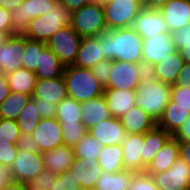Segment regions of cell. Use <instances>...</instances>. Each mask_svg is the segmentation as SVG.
<instances>
[{
    "label": "cell",
    "mask_w": 190,
    "mask_h": 190,
    "mask_svg": "<svg viewBox=\"0 0 190 190\" xmlns=\"http://www.w3.org/2000/svg\"><path fill=\"white\" fill-rule=\"evenodd\" d=\"M63 78L66 83L68 97L78 102H85L104 93L91 69L78 68L73 65L65 66Z\"/></svg>",
    "instance_id": "277c9868"
},
{
    "label": "cell",
    "mask_w": 190,
    "mask_h": 190,
    "mask_svg": "<svg viewBox=\"0 0 190 190\" xmlns=\"http://www.w3.org/2000/svg\"><path fill=\"white\" fill-rule=\"evenodd\" d=\"M189 115L190 113L186 109L176 106V103L170 100L156 122V126L163 128L172 136L183 125Z\"/></svg>",
    "instance_id": "83f0119b"
},
{
    "label": "cell",
    "mask_w": 190,
    "mask_h": 190,
    "mask_svg": "<svg viewBox=\"0 0 190 190\" xmlns=\"http://www.w3.org/2000/svg\"><path fill=\"white\" fill-rule=\"evenodd\" d=\"M71 27L81 37L99 36L108 30L103 5L90 2L72 11Z\"/></svg>",
    "instance_id": "5b68a950"
},
{
    "label": "cell",
    "mask_w": 190,
    "mask_h": 190,
    "mask_svg": "<svg viewBox=\"0 0 190 190\" xmlns=\"http://www.w3.org/2000/svg\"><path fill=\"white\" fill-rule=\"evenodd\" d=\"M0 31L9 32L11 35L16 33L11 29V11L0 7Z\"/></svg>",
    "instance_id": "816d5d0a"
},
{
    "label": "cell",
    "mask_w": 190,
    "mask_h": 190,
    "mask_svg": "<svg viewBox=\"0 0 190 190\" xmlns=\"http://www.w3.org/2000/svg\"><path fill=\"white\" fill-rule=\"evenodd\" d=\"M173 44L186 63H190V22L184 27L170 33Z\"/></svg>",
    "instance_id": "f35d334b"
},
{
    "label": "cell",
    "mask_w": 190,
    "mask_h": 190,
    "mask_svg": "<svg viewBox=\"0 0 190 190\" xmlns=\"http://www.w3.org/2000/svg\"><path fill=\"white\" fill-rule=\"evenodd\" d=\"M170 99L190 113V87L172 85Z\"/></svg>",
    "instance_id": "ee69618b"
},
{
    "label": "cell",
    "mask_w": 190,
    "mask_h": 190,
    "mask_svg": "<svg viewBox=\"0 0 190 190\" xmlns=\"http://www.w3.org/2000/svg\"><path fill=\"white\" fill-rule=\"evenodd\" d=\"M58 0H24L11 12V29L23 34L29 22L36 17L48 14Z\"/></svg>",
    "instance_id": "9c48e42d"
},
{
    "label": "cell",
    "mask_w": 190,
    "mask_h": 190,
    "mask_svg": "<svg viewBox=\"0 0 190 190\" xmlns=\"http://www.w3.org/2000/svg\"><path fill=\"white\" fill-rule=\"evenodd\" d=\"M87 133L103 146L121 144L127 135L120 119L115 117L101 121L95 126L88 128Z\"/></svg>",
    "instance_id": "9a60e30c"
},
{
    "label": "cell",
    "mask_w": 190,
    "mask_h": 190,
    "mask_svg": "<svg viewBox=\"0 0 190 190\" xmlns=\"http://www.w3.org/2000/svg\"><path fill=\"white\" fill-rule=\"evenodd\" d=\"M34 98H41L44 102L59 104L63 99L68 97L66 83L63 78L37 79Z\"/></svg>",
    "instance_id": "ffe728a7"
},
{
    "label": "cell",
    "mask_w": 190,
    "mask_h": 190,
    "mask_svg": "<svg viewBox=\"0 0 190 190\" xmlns=\"http://www.w3.org/2000/svg\"><path fill=\"white\" fill-rule=\"evenodd\" d=\"M69 170L76 180V185H79L81 189L95 188L97 179L103 172L99 163H95L92 168L88 169L82 159L76 157Z\"/></svg>",
    "instance_id": "f546056e"
},
{
    "label": "cell",
    "mask_w": 190,
    "mask_h": 190,
    "mask_svg": "<svg viewBox=\"0 0 190 190\" xmlns=\"http://www.w3.org/2000/svg\"><path fill=\"white\" fill-rule=\"evenodd\" d=\"M34 104H38L39 114L42 118H54L57 113V105L44 102L41 98H34Z\"/></svg>",
    "instance_id": "681fc988"
},
{
    "label": "cell",
    "mask_w": 190,
    "mask_h": 190,
    "mask_svg": "<svg viewBox=\"0 0 190 190\" xmlns=\"http://www.w3.org/2000/svg\"><path fill=\"white\" fill-rule=\"evenodd\" d=\"M10 91L33 96L37 76L34 72L21 67L17 71L6 74Z\"/></svg>",
    "instance_id": "1f68e13d"
},
{
    "label": "cell",
    "mask_w": 190,
    "mask_h": 190,
    "mask_svg": "<svg viewBox=\"0 0 190 190\" xmlns=\"http://www.w3.org/2000/svg\"><path fill=\"white\" fill-rule=\"evenodd\" d=\"M18 153L16 143L0 142V165L10 168Z\"/></svg>",
    "instance_id": "bcb514c9"
},
{
    "label": "cell",
    "mask_w": 190,
    "mask_h": 190,
    "mask_svg": "<svg viewBox=\"0 0 190 190\" xmlns=\"http://www.w3.org/2000/svg\"><path fill=\"white\" fill-rule=\"evenodd\" d=\"M1 190H29V189L26 183L10 180L2 187Z\"/></svg>",
    "instance_id": "6f0895ef"
},
{
    "label": "cell",
    "mask_w": 190,
    "mask_h": 190,
    "mask_svg": "<svg viewBox=\"0 0 190 190\" xmlns=\"http://www.w3.org/2000/svg\"><path fill=\"white\" fill-rule=\"evenodd\" d=\"M73 177L69 169L62 174H57L56 184L52 186L51 190H81Z\"/></svg>",
    "instance_id": "7dc6e473"
},
{
    "label": "cell",
    "mask_w": 190,
    "mask_h": 190,
    "mask_svg": "<svg viewBox=\"0 0 190 190\" xmlns=\"http://www.w3.org/2000/svg\"><path fill=\"white\" fill-rule=\"evenodd\" d=\"M82 123L86 128L95 126L97 123L111 118L107 103L103 95L81 103Z\"/></svg>",
    "instance_id": "484cf974"
},
{
    "label": "cell",
    "mask_w": 190,
    "mask_h": 190,
    "mask_svg": "<svg viewBox=\"0 0 190 190\" xmlns=\"http://www.w3.org/2000/svg\"><path fill=\"white\" fill-rule=\"evenodd\" d=\"M148 75L142 63L113 60L109 82L104 89L137 90Z\"/></svg>",
    "instance_id": "8992f818"
},
{
    "label": "cell",
    "mask_w": 190,
    "mask_h": 190,
    "mask_svg": "<svg viewBox=\"0 0 190 190\" xmlns=\"http://www.w3.org/2000/svg\"><path fill=\"white\" fill-rule=\"evenodd\" d=\"M109 0H91V2L99 4V5H104L108 2Z\"/></svg>",
    "instance_id": "be15d7a7"
},
{
    "label": "cell",
    "mask_w": 190,
    "mask_h": 190,
    "mask_svg": "<svg viewBox=\"0 0 190 190\" xmlns=\"http://www.w3.org/2000/svg\"><path fill=\"white\" fill-rule=\"evenodd\" d=\"M176 86L190 87V63L184 62L182 69L179 71L176 80Z\"/></svg>",
    "instance_id": "f907efd6"
},
{
    "label": "cell",
    "mask_w": 190,
    "mask_h": 190,
    "mask_svg": "<svg viewBox=\"0 0 190 190\" xmlns=\"http://www.w3.org/2000/svg\"><path fill=\"white\" fill-rule=\"evenodd\" d=\"M42 119L39 114L38 104H34V97L27 102L16 119L20 134H31Z\"/></svg>",
    "instance_id": "8d00e7d4"
},
{
    "label": "cell",
    "mask_w": 190,
    "mask_h": 190,
    "mask_svg": "<svg viewBox=\"0 0 190 190\" xmlns=\"http://www.w3.org/2000/svg\"><path fill=\"white\" fill-rule=\"evenodd\" d=\"M105 59L142 63V37L132 28L106 30L99 35Z\"/></svg>",
    "instance_id": "6da1fadb"
},
{
    "label": "cell",
    "mask_w": 190,
    "mask_h": 190,
    "mask_svg": "<svg viewBox=\"0 0 190 190\" xmlns=\"http://www.w3.org/2000/svg\"><path fill=\"white\" fill-rule=\"evenodd\" d=\"M120 121L126 134H144L156 126V121L138 106L125 113Z\"/></svg>",
    "instance_id": "4316f807"
},
{
    "label": "cell",
    "mask_w": 190,
    "mask_h": 190,
    "mask_svg": "<svg viewBox=\"0 0 190 190\" xmlns=\"http://www.w3.org/2000/svg\"><path fill=\"white\" fill-rule=\"evenodd\" d=\"M134 172L122 170L115 173L101 172L95 189L96 190H129V182Z\"/></svg>",
    "instance_id": "d6a6232c"
},
{
    "label": "cell",
    "mask_w": 190,
    "mask_h": 190,
    "mask_svg": "<svg viewBox=\"0 0 190 190\" xmlns=\"http://www.w3.org/2000/svg\"><path fill=\"white\" fill-rule=\"evenodd\" d=\"M143 8L142 0H109L103 5L108 30L132 27Z\"/></svg>",
    "instance_id": "52a82bcc"
},
{
    "label": "cell",
    "mask_w": 190,
    "mask_h": 190,
    "mask_svg": "<svg viewBox=\"0 0 190 190\" xmlns=\"http://www.w3.org/2000/svg\"><path fill=\"white\" fill-rule=\"evenodd\" d=\"M172 137L178 141H190V115Z\"/></svg>",
    "instance_id": "f5cc1de1"
},
{
    "label": "cell",
    "mask_w": 190,
    "mask_h": 190,
    "mask_svg": "<svg viewBox=\"0 0 190 190\" xmlns=\"http://www.w3.org/2000/svg\"><path fill=\"white\" fill-rule=\"evenodd\" d=\"M64 65L49 47H45L38 60V69L35 71L37 79H50L63 76Z\"/></svg>",
    "instance_id": "f1b7e54d"
},
{
    "label": "cell",
    "mask_w": 190,
    "mask_h": 190,
    "mask_svg": "<svg viewBox=\"0 0 190 190\" xmlns=\"http://www.w3.org/2000/svg\"><path fill=\"white\" fill-rule=\"evenodd\" d=\"M104 59L103 50L99 43V36L82 37L73 66L91 69Z\"/></svg>",
    "instance_id": "7402d4cb"
},
{
    "label": "cell",
    "mask_w": 190,
    "mask_h": 190,
    "mask_svg": "<svg viewBox=\"0 0 190 190\" xmlns=\"http://www.w3.org/2000/svg\"><path fill=\"white\" fill-rule=\"evenodd\" d=\"M171 137L163 128L155 126L153 129L144 133V146L142 149V172L152 162L155 155L160 151L162 146Z\"/></svg>",
    "instance_id": "d4e9b609"
},
{
    "label": "cell",
    "mask_w": 190,
    "mask_h": 190,
    "mask_svg": "<svg viewBox=\"0 0 190 190\" xmlns=\"http://www.w3.org/2000/svg\"><path fill=\"white\" fill-rule=\"evenodd\" d=\"M183 64L184 60L180 56L179 51L176 50L167 55L165 59H161L160 62L152 66L147 72L151 78L172 86L175 85L176 77L182 69Z\"/></svg>",
    "instance_id": "ac0fdd59"
},
{
    "label": "cell",
    "mask_w": 190,
    "mask_h": 190,
    "mask_svg": "<svg viewBox=\"0 0 190 190\" xmlns=\"http://www.w3.org/2000/svg\"><path fill=\"white\" fill-rule=\"evenodd\" d=\"M11 37L9 32L0 31V46L7 42V40Z\"/></svg>",
    "instance_id": "6125c7cd"
},
{
    "label": "cell",
    "mask_w": 190,
    "mask_h": 190,
    "mask_svg": "<svg viewBox=\"0 0 190 190\" xmlns=\"http://www.w3.org/2000/svg\"><path fill=\"white\" fill-rule=\"evenodd\" d=\"M179 158L178 140L172 136L162 146L160 151L155 155L152 162L145 169L146 173H160L167 171Z\"/></svg>",
    "instance_id": "cb8c5ba5"
},
{
    "label": "cell",
    "mask_w": 190,
    "mask_h": 190,
    "mask_svg": "<svg viewBox=\"0 0 190 190\" xmlns=\"http://www.w3.org/2000/svg\"><path fill=\"white\" fill-rule=\"evenodd\" d=\"M10 180L9 168L0 165V190Z\"/></svg>",
    "instance_id": "91938a15"
},
{
    "label": "cell",
    "mask_w": 190,
    "mask_h": 190,
    "mask_svg": "<svg viewBox=\"0 0 190 190\" xmlns=\"http://www.w3.org/2000/svg\"><path fill=\"white\" fill-rule=\"evenodd\" d=\"M31 95L10 91L8 97L0 104V118L16 120Z\"/></svg>",
    "instance_id": "d590c367"
},
{
    "label": "cell",
    "mask_w": 190,
    "mask_h": 190,
    "mask_svg": "<svg viewBox=\"0 0 190 190\" xmlns=\"http://www.w3.org/2000/svg\"><path fill=\"white\" fill-rule=\"evenodd\" d=\"M132 28L142 39L160 36L162 33H171L160 11L154 8H143L136 16Z\"/></svg>",
    "instance_id": "7c38bea8"
},
{
    "label": "cell",
    "mask_w": 190,
    "mask_h": 190,
    "mask_svg": "<svg viewBox=\"0 0 190 190\" xmlns=\"http://www.w3.org/2000/svg\"><path fill=\"white\" fill-rule=\"evenodd\" d=\"M148 174L159 190H186L190 187V166L180 157L167 171Z\"/></svg>",
    "instance_id": "8fae6325"
},
{
    "label": "cell",
    "mask_w": 190,
    "mask_h": 190,
    "mask_svg": "<svg viewBox=\"0 0 190 190\" xmlns=\"http://www.w3.org/2000/svg\"><path fill=\"white\" fill-rule=\"evenodd\" d=\"M81 39L82 37L72 29L71 25H66L46 41V46L65 67L74 64Z\"/></svg>",
    "instance_id": "ba28073f"
},
{
    "label": "cell",
    "mask_w": 190,
    "mask_h": 190,
    "mask_svg": "<svg viewBox=\"0 0 190 190\" xmlns=\"http://www.w3.org/2000/svg\"><path fill=\"white\" fill-rule=\"evenodd\" d=\"M63 134V142L67 146H75L87 133L88 129L84 124L60 125Z\"/></svg>",
    "instance_id": "ab89813d"
},
{
    "label": "cell",
    "mask_w": 190,
    "mask_h": 190,
    "mask_svg": "<svg viewBox=\"0 0 190 190\" xmlns=\"http://www.w3.org/2000/svg\"><path fill=\"white\" fill-rule=\"evenodd\" d=\"M62 3L66 8H69L71 11L81 8L85 4L91 2V0H58Z\"/></svg>",
    "instance_id": "9f6ffc18"
},
{
    "label": "cell",
    "mask_w": 190,
    "mask_h": 190,
    "mask_svg": "<svg viewBox=\"0 0 190 190\" xmlns=\"http://www.w3.org/2000/svg\"><path fill=\"white\" fill-rule=\"evenodd\" d=\"M129 190H159L153 177L146 172L134 173L129 182Z\"/></svg>",
    "instance_id": "7bdbcfd3"
},
{
    "label": "cell",
    "mask_w": 190,
    "mask_h": 190,
    "mask_svg": "<svg viewBox=\"0 0 190 190\" xmlns=\"http://www.w3.org/2000/svg\"><path fill=\"white\" fill-rule=\"evenodd\" d=\"M24 46L23 34L11 35L7 42L0 46V72L6 75L22 67L18 60L21 58V50Z\"/></svg>",
    "instance_id": "2e32d148"
},
{
    "label": "cell",
    "mask_w": 190,
    "mask_h": 190,
    "mask_svg": "<svg viewBox=\"0 0 190 190\" xmlns=\"http://www.w3.org/2000/svg\"><path fill=\"white\" fill-rule=\"evenodd\" d=\"M55 118L60 125L83 124L81 102L67 97L57 104Z\"/></svg>",
    "instance_id": "e575fe53"
},
{
    "label": "cell",
    "mask_w": 190,
    "mask_h": 190,
    "mask_svg": "<svg viewBox=\"0 0 190 190\" xmlns=\"http://www.w3.org/2000/svg\"><path fill=\"white\" fill-rule=\"evenodd\" d=\"M45 47V42L31 40L25 37V46L21 50V58L18 62L23 68L35 73L38 69L39 55Z\"/></svg>",
    "instance_id": "74e56055"
},
{
    "label": "cell",
    "mask_w": 190,
    "mask_h": 190,
    "mask_svg": "<svg viewBox=\"0 0 190 190\" xmlns=\"http://www.w3.org/2000/svg\"><path fill=\"white\" fill-rule=\"evenodd\" d=\"M45 170L55 174L65 172L75 159L73 147L62 144L57 148L42 153Z\"/></svg>",
    "instance_id": "603a6c76"
},
{
    "label": "cell",
    "mask_w": 190,
    "mask_h": 190,
    "mask_svg": "<svg viewBox=\"0 0 190 190\" xmlns=\"http://www.w3.org/2000/svg\"><path fill=\"white\" fill-rule=\"evenodd\" d=\"M23 2L24 0H0V7L12 12L17 6H19Z\"/></svg>",
    "instance_id": "680465c9"
},
{
    "label": "cell",
    "mask_w": 190,
    "mask_h": 190,
    "mask_svg": "<svg viewBox=\"0 0 190 190\" xmlns=\"http://www.w3.org/2000/svg\"><path fill=\"white\" fill-rule=\"evenodd\" d=\"M103 96L111 116L118 119L136 106L135 90L104 89Z\"/></svg>",
    "instance_id": "44dd1931"
},
{
    "label": "cell",
    "mask_w": 190,
    "mask_h": 190,
    "mask_svg": "<svg viewBox=\"0 0 190 190\" xmlns=\"http://www.w3.org/2000/svg\"><path fill=\"white\" fill-rule=\"evenodd\" d=\"M20 131L16 120L0 118V142L18 143Z\"/></svg>",
    "instance_id": "60d3db41"
},
{
    "label": "cell",
    "mask_w": 190,
    "mask_h": 190,
    "mask_svg": "<svg viewBox=\"0 0 190 190\" xmlns=\"http://www.w3.org/2000/svg\"><path fill=\"white\" fill-rule=\"evenodd\" d=\"M17 147L18 150L27 151L30 153L40 152L38 144L31 134H20Z\"/></svg>",
    "instance_id": "c3c4849f"
},
{
    "label": "cell",
    "mask_w": 190,
    "mask_h": 190,
    "mask_svg": "<svg viewBox=\"0 0 190 190\" xmlns=\"http://www.w3.org/2000/svg\"><path fill=\"white\" fill-rule=\"evenodd\" d=\"M72 11L59 1L48 14L32 19L23 35L31 40L45 42L66 25H71Z\"/></svg>",
    "instance_id": "3957f363"
},
{
    "label": "cell",
    "mask_w": 190,
    "mask_h": 190,
    "mask_svg": "<svg viewBox=\"0 0 190 190\" xmlns=\"http://www.w3.org/2000/svg\"><path fill=\"white\" fill-rule=\"evenodd\" d=\"M57 174L44 170L27 185L29 190H51L56 184Z\"/></svg>",
    "instance_id": "b9f144b4"
},
{
    "label": "cell",
    "mask_w": 190,
    "mask_h": 190,
    "mask_svg": "<svg viewBox=\"0 0 190 190\" xmlns=\"http://www.w3.org/2000/svg\"><path fill=\"white\" fill-rule=\"evenodd\" d=\"M103 145L97 141L89 133H86L83 138L73 146L75 157L82 159L88 169L92 168L95 163H98V157L101 154Z\"/></svg>",
    "instance_id": "4dcf8cb0"
},
{
    "label": "cell",
    "mask_w": 190,
    "mask_h": 190,
    "mask_svg": "<svg viewBox=\"0 0 190 190\" xmlns=\"http://www.w3.org/2000/svg\"><path fill=\"white\" fill-rule=\"evenodd\" d=\"M121 146L123 150L124 169L134 173L142 172L144 134H127Z\"/></svg>",
    "instance_id": "d6986e66"
},
{
    "label": "cell",
    "mask_w": 190,
    "mask_h": 190,
    "mask_svg": "<svg viewBox=\"0 0 190 190\" xmlns=\"http://www.w3.org/2000/svg\"><path fill=\"white\" fill-rule=\"evenodd\" d=\"M171 86L147 75L136 90V106L156 122L170 102Z\"/></svg>",
    "instance_id": "7a4b0ae2"
},
{
    "label": "cell",
    "mask_w": 190,
    "mask_h": 190,
    "mask_svg": "<svg viewBox=\"0 0 190 190\" xmlns=\"http://www.w3.org/2000/svg\"><path fill=\"white\" fill-rule=\"evenodd\" d=\"M168 0H142L144 8L158 9L161 5L165 4Z\"/></svg>",
    "instance_id": "94428289"
},
{
    "label": "cell",
    "mask_w": 190,
    "mask_h": 190,
    "mask_svg": "<svg viewBox=\"0 0 190 190\" xmlns=\"http://www.w3.org/2000/svg\"><path fill=\"white\" fill-rule=\"evenodd\" d=\"M112 60L104 59L91 68L92 73L104 88L109 82Z\"/></svg>",
    "instance_id": "f6af8a7d"
},
{
    "label": "cell",
    "mask_w": 190,
    "mask_h": 190,
    "mask_svg": "<svg viewBox=\"0 0 190 190\" xmlns=\"http://www.w3.org/2000/svg\"><path fill=\"white\" fill-rule=\"evenodd\" d=\"M98 163L103 172L110 174L124 170L121 144L104 146L98 157Z\"/></svg>",
    "instance_id": "836d02e7"
},
{
    "label": "cell",
    "mask_w": 190,
    "mask_h": 190,
    "mask_svg": "<svg viewBox=\"0 0 190 190\" xmlns=\"http://www.w3.org/2000/svg\"><path fill=\"white\" fill-rule=\"evenodd\" d=\"M81 190H96L95 188H87V189H81Z\"/></svg>",
    "instance_id": "e7e4bbea"
},
{
    "label": "cell",
    "mask_w": 190,
    "mask_h": 190,
    "mask_svg": "<svg viewBox=\"0 0 190 190\" xmlns=\"http://www.w3.org/2000/svg\"><path fill=\"white\" fill-rule=\"evenodd\" d=\"M45 170L41 152L30 153L18 150L17 156L9 168L11 180L28 184Z\"/></svg>",
    "instance_id": "30bf717a"
},
{
    "label": "cell",
    "mask_w": 190,
    "mask_h": 190,
    "mask_svg": "<svg viewBox=\"0 0 190 190\" xmlns=\"http://www.w3.org/2000/svg\"><path fill=\"white\" fill-rule=\"evenodd\" d=\"M10 88L7 83L6 75L0 72V104L8 97Z\"/></svg>",
    "instance_id": "11a10c76"
},
{
    "label": "cell",
    "mask_w": 190,
    "mask_h": 190,
    "mask_svg": "<svg viewBox=\"0 0 190 190\" xmlns=\"http://www.w3.org/2000/svg\"><path fill=\"white\" fill-rule=\"evenodd\" d=\"M41 153L64 144L60 123L54 118H42L32 133Z\"/></svg>",
    "instance_id": "5bb4252c"
},
{
    "label": "cell",
    "mask_w": 190,
    "mask_h": 190,
    "mask_svg": "<svg viewBox=\"0 0 190 190\" xmlns=\"http://www.w3.org/2000/svg\"><path fill=\"white\" fill-rule=\"evenodd\" d=\"M179 157L190 166V141H178Z\"/></svg>",
    "instance_id": "db71d44e"
},
{
    "label": "cell",
    "mask_w": 190,
    "mask_h": 190,
    "mask_svg": "<svg viewBox=\"0 0 190 190\" xmlns=\"http://www.w3.org/2000/svg\"><path fill=\"white\" fill-rule=\"evenodd\" d=\"M177 50L173 44L171 34L162 33L160 36L143 39L142 43V64L148 71L156 65L161 59Z\"/></svg>",
    "instance_id": "4fadbf2b"
},
{
    "label": "cell",
    "mask_w": 190,
    "mask_h": 190,
    "mask_svg": "<svg viewBox=\"0 0 190 190\" xmlns=\"http://www.w3.org/2000/svg\"><path fill=\"white\" fill-rule=\"evenodd\" d=\"M158 10L166 20L170 32L180 29L190 22V0H168Z\"/></svg>",
    "instance_id": "e0dca14e"
}]
</instances>
